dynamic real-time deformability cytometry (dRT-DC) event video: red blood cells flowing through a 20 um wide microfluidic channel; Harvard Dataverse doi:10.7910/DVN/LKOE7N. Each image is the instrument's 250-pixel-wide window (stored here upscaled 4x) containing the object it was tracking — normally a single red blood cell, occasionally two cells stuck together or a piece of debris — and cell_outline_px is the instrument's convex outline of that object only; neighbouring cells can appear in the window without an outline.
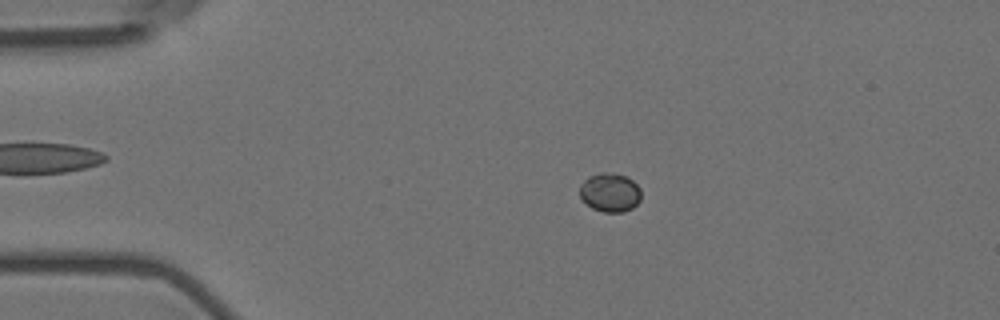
{"species": "Egyptian fruit bat (a non-hibernating species)", "species_latin": "Rousettus aegyptiacus", "temperature_condition": "room temperature", "stored_images_in_passage": 57, "camera_frame_rate_fps": 3000, "um_per_image_px": 0.085, "animal": {"sex": "female"}, "frame": {"image": 1, "passage_image": 12, "time_ms": 3.667, "image_size_px": [1000, 320], "cell_outline_px": [[640, 200], [632, 208], [624, 212], [604, 212], [592, 208], [580, 196], [580, 184], [588, 176], [600, 172], [612, 172], [624, 176], [632, 180], [640, 188]], "centroid_in_image_um": [51.84, 16.34], "position_along_channel_um": 33.2, "area_um2": 13.87}}
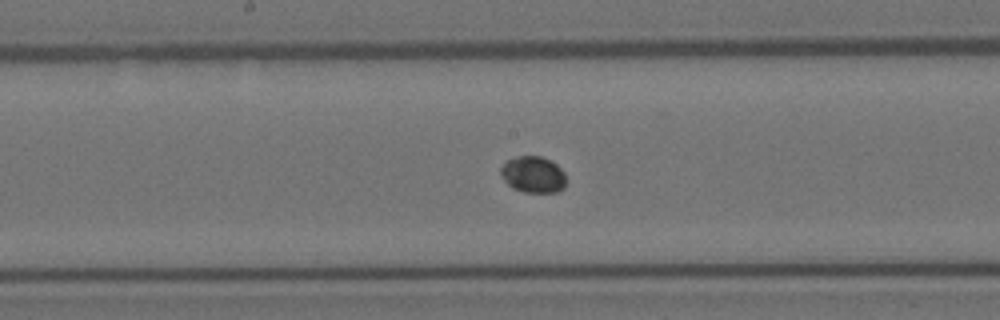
{"frame": {"image": 2, "passage_image": 30, "time_ms": 9.667, "image_size_px": [1000, 320], "cell_outline_px": [[564, 188], [556, 192], [524, 192], [512, 188], [500, 176], [500, 168], [508, 160], [516, 156], [540, 156], [556, 164], [564, 172]], "centroid_in_image_um": [45.28, 14.84], "position_along_channel_um": 202.9, "area_um2": 13.76}}
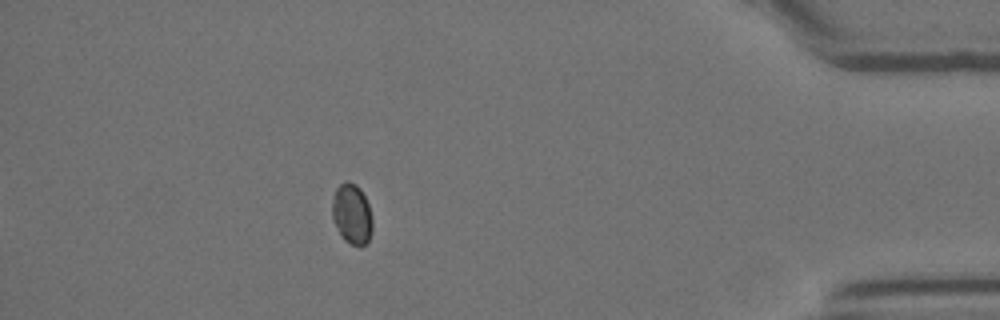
{"frame": {"image": 3, "passage_image": 51, "time_ms": 16.667, "image_size_px": [1000, 320], "cell_outline_px": [[372, 232], [368, 240], [364, 244], [352, 244], [344, 240], [340, 236], [332, 220], [332, 200], [336, 188], [340, 184], [348, 180], [356, 184], [360, 188], [368, 204], [372, 216]], "centroid_in_image_um": [29.89, 18.17], "position_along_channel_um": 405.3, "area_um2": 14.22}}